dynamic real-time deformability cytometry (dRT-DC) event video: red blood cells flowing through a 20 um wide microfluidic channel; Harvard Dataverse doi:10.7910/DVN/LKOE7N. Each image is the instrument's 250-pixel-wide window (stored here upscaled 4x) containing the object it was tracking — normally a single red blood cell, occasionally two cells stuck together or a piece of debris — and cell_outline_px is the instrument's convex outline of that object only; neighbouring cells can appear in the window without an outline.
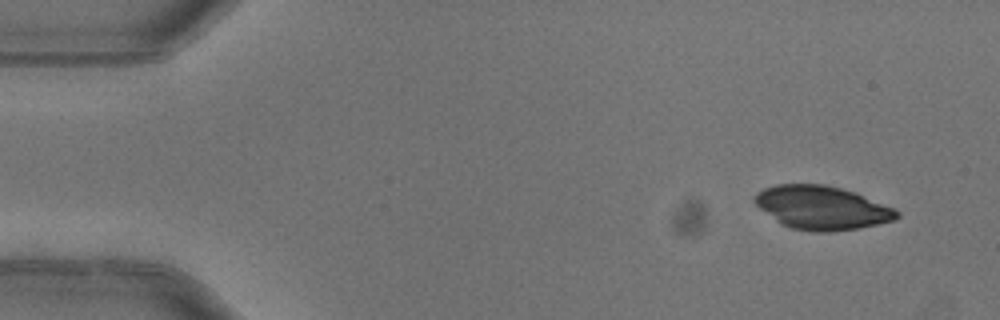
{"species": "common noctule bat (a hibernating species)", "species_latin": "Nyctalus noctula", "temperature_condition": "warm", "stored_images_in_passage": 4, "camera_frame_rate_fps": 3000, "um_per_image_px": 0.085, "animal": {"sex": "female"}, "frame": {"image": 1, "passage_image": 1, "time_ms": 0.0, "image_size_px": [1000, 320], "cell_outline_px": [[900, 216], [896, 220], [860, 228], [828, 232], [812, 232], [792, 228], [780, 224], [760, 208], [752, 200], [752, 196], [756, 192], [764, 188], [776, 184], [824, 184], [856, 192], [896, 208], [900, 212]], "centroid_in_image_um": [69.88, 17.65], "position_along_channel_um": 15.1, "area_um2": 36.53}}